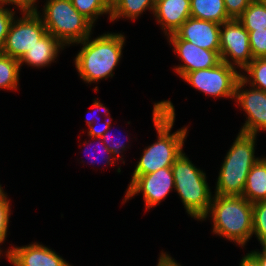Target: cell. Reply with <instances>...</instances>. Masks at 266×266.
<instances>
[{
  "instance_id": "12",
  "label": "cell",
  "mask_w": 266,
  "mask_h": 266,
  "mask_svg": "<svg viewBox=\"0 0 266 266\" xmlns=\"http://www.w3.org/2000/svg\"><path fill=\"white\" fill-rule=\"evenodd\" d=\"M220 28L219 23L189 17L168 38L183 39L200 48L220 52Z\"/></svg>"
},
{
  "instance_id": "16",
  "label": "cell",
  "mask_w": 266,
  "mask_h": 266,
  "mask_svg": "<svg viewBox=\"0 0 266 266\" xmlns=\"http://www.w3.org/2000/svg\"><path fill=\"white\" fill-rule=\"evenodd\" d=\"M64 45L52 34L46 33L36 44L29 49L19 60L20 67L25 64L34 67H45L54 62L58 52Z\"/></svg>"
},
{
  "instance_id": "6",
  "label": "cell",
  "mask_w": 266,
  "mask_h": 266,
  "mask_svg": "<svg viewBox=\"0 0 266 266\" xmlns=\"http://www.w3.org/2000/svg\"><path fill=\"white\" fill-rule=\"evenodd\" d=\"M43 12L47 32L64 46L79 44L91 35L94 25L78 12L71 0H48Z\"/></svg>"
},
{
  "instance_id": "28",
  "label": "cell",
  "mask_w": 266,
  "mask_h": 266,
  "mask_svg": "<svg viewBox=\"0 0 266 266\" xmlns=\"http://www.w3.org/2000/svg\"><path fill=\"white\" fill-rule=\"evenodd\" d=\"M253 0H224L225 9L230 19H238Z\"/></svg>"
},
{
  "instance_id": "27",
  "label": "cell",
  "mask_w": 266,
  "mask_h": 266,
  "mask_svg": "<svg viewBox=\"0 0 266 266\" xmlns=\"http://www.w3.org/2000/svg\"><path fill=\"white\" fill-rule=\"evenodd\" d=\"M4 4L0 2V52L5 43L6 36L8 34L11 22L14 19V10L3 8Z\"/></svg>"
},
{
  "instance_id": "5",
  "label": "cell",
  "mask_w": 266,
  "mask_h": 266,
  "mask_svg": "<svg viewBox=\"0 0 266 266\" xmlns=\"http://www.w3.org/2000/svg\"><path fill=\"white\" fill-rule=\"evenodd\" d=\"M175 189L180 196L186 212L193 218L202 220L210 209L212 202L210 187L206 174L196 168L185 153L171 166Z\"/></svg>"
},
{
  "instance_id": "17",
  "label": "cell",
  "mask_w": 266,
  "mask_h": 266,
  "mask_svg": "<svg viewBox=\"0 0 266 266\" xmlns=\"http://www.w3.org/2000/svg\"><path fill=\"white\" fill-rule=\"evenodd\" d=\"M242 196L252 204L266 200V157L252 166Z\"/></svg>"
},
{
  "instance_id": "19",
  "label": "cell",
  "mask_w": 266,
  "mask_h": 266,
  "mask_svg": "<svg viewBox=\"0 0 266 266\" xmlns=\"http://www.w3.org/2000/svg\"><path fill=\"white\" fill-rule=\"evenodd\" d=\"M156 0H112L110 21L118 18L136 19L146 9L154 11Z\"/></svg>"
},
{
  "instance_id": "30",
  "label": "cell",
  "mask_w": 266,
  "mask_h": 266,
  "mask_svg": "<svg viewBox=\"0 0 266 266\" xmlns=\"http://www.w3.org/2000/svg\"><path fill=\"white\" fill-rule=\"evenodd\" d=\"M108 131L109 130H107L103 134V136L101 137V139H102L104 145L108 148V150L111 151L115 155V157L118 158V160H119V158H120L119 154L121 153V150L122 151L125 150V147L126 146H125V144L123 145V143H121V141H118L117 143H114V144L111 142V144H110L109 140H113V139L112 138H109Z\"/></svg>"
},
{
  "instance_id": "29",
  "label": "cell",
  "mask_w": 266,
  "mask_h": 266,
  "mask_svg": "<svg viewBox=\"0 0 266 266\" xmlns=\"http://www.w3.org/2000/svg\"><path fill=\"white\" fill-rule=\"evenodd\" d=\"M1 3L16 5L21 12L24 11H37V5L35 6L36 0H0Z\"/></svg>"
},
{
  "instance_id": "23",
  "label": "cell",
  "mask_w": 266,
  "mask_h": 266,
  "mask_svg": "<svg viewBox=\"0 0 266 266\" xmlns=\"http://www.w3.org/2000/svg\"><path fill=\"white\" fill-rule=\"evenodd\" d=\"M243 70L249 75L247 77L241 73L246 83L266 92V58L253 59Z\"/></svg>"
},
{
  "instance_id": "8",
  "label": "cell",
  "mask_w": 266,
  "mask_h": 266,
  "mask_svg": "<svg viewBox=\"0 0 266 266\" xmlns=\"http://www.w3.org/2000/svg\"><path fill=\"white\" fill-rule=\"evenodd\" d=\"M241 73L225 62L209 69L186 73L182 78L193 88L214 97L235 98V88Z\"/></svg>"
},
{
  "instance_id": "18",
  "label": "cell",
  "mask_w": 266,
  "mask_h": 266,
  "mask_svg": "<svg viewBox=\"0 0 266 266\" xmlns=\"http://www.w3.org/2000/svg\"><path fill=\"white\" fill-rule=\"evenodd\" d=\"M192 18L219 23L230 20L225 9L224 0H190Z\"/></svg>"
},
{
  "instance_id": "10",
  "label": "cell",
  "mask_w": 266,
  "mask_h": 266,
  "mask_svg": "<svg viewBox=\"0 0 266 266\" xmlns=\"http://www.w3.org/2000/svg\"><path fill=\"white\" fill-rule=\"evenodd\" d=\"M173 188L175 184L171 167H165L149 174L132 177L124 200L127 201L142 192L146 209H150L165 199Z\"/></svg>"
},
{
  "instance_id": "4",
  "label": "cell",
  "mask_w": 266,
  "mask_h": 266,
  "mask_svg": "<svg viewBox=\"0 0 266 266\" xmlns=\"http://www.w3.org/2000/svg\"><path fill=\"white\" fill-rule=\"evenodd\" d=\"M256 135L239 132L222 163L215 194L242 196L248 173L260 159L255 157Z\"/></svg>"
},
{
  "instance_id": "2",
  "label": "cell",
  "mask_w": 266,
  "mask_h": 266,
  "mask_svg": "<svg viewBox=\"0 0 266 266\" xmlns=\"http://www.w3.org/2000/svg\"><path fill=\"white\" fill-rule=\"evenodd\" d=\"M89 37L79 42L83 48L74 59L79 76L86 83L113 77V70L122 55L125 36L107 32L92 41Z\"/></svg>"
},
{
  "instance_id": "25",
  "label": "cell",
  "mask_w": 266,
  "mask_h": 266,
  "mask_svg": "<svg viewBox=\"0 0 266 266\" xmlns=\"http://www.w3.org/2000/svg\"><path fill=\"white\" fill-rule=\"evenodd\" d=\"M249 32L250 50L253 58H266V28Z\"/></svg>"
},
{
  "instance_id": "37",
  "label": "cell",
  "mask_w": 266,
  "mask_h": 266,
  "mask_svg": "<svg viewBox=\"0 0 266 266\" xmlns=\"http://www.w3.org/2000/svg\"><path fill=\"white\" fill-rule=\"evenodd\" d=\"M3 192V189H2V187H1V185H0V193H2Z\"/></svg>"
},
{
  "instance_id": "31",
  "label": "cell",
  "mask_w": 266,
  "mask_h": 266,
  "mask_svg": "<svg viewBox=\"0 0 266 266\" xmlns=\"http://www.w3.org/2000/svg\"><path fill=\"white\" fill-rule=\"evenodd\" d=\"M111 119H107L102 127H97L98 125L95 126V123L90 125L89 131H88V136L91 138H101L103 134L110 129L111 127Z\"/></svg>"
},
{
  "instance_id": "34",
  "label": "cell",
  "mask_w": 266,
  "mask_h": 266,
  "mask_svg": "<svg viewBox=\"0 0 266 266\" xmlns=\"http://www.w3.org/2000/svg\"><path fill=\"white\" fill-rule=\"evenodd\" d=\"M240 266H260V264L251 253H247V255L241 259Z\"/></svg>"
},
{
  "instance_id": "15",
  "label": "cell",
  "mask_w": 266,
  "mask_h": 266,
  "mask_svg": "<svg viewBox=\"0 0 266 266\" xmlns=\"http://www.w3.org/2000/svg\"><path fill=\"white\" fill-rule=\"evenodd\" d=\"M154 16L165 35L174 34L189 18L190 0H156Z\"/></svg>"
},
{
  "instance_id": "32",
  "label": "cell",
  "mask_w": 266,
  "mask_h": 266,
  "mask_svg": "<svg viewBox=\"0 0 266 266\" xmlns=\"http://www.w3.org/2000/svg\"><path fill=\"white\" fill-rule=\"evenodd\" d=\"M157 266H181L178 264L170 255L166 253H161Z\"/></svg>"
},
{
  "instance_id": "9",
  "label": "cell",
  "mask_w": 266,
  "mask_h": 266,
  "mask_svg": "<svg viewBox=\"0 0 266 266\" xmlns=\"http://www.w3.org/2000/svg\"><path fill=\"white\" fill-rule=\"evenodd\" d=\"M221 27H223L220 28L222 62L233 67L239 66L243 70L254 59L250 50L249 32L238 19H230L221 24Z\"/></svg>"
},
{
  "instance_id": "21",
  "label": "cell",
  "mask_w": 266,
  "mask_h": 266,
  "mask_svg": "<svg viewBox=\"0 0 266 266\" xmlns=\"http://www.w3.org/2000/svg\"><path fill=\"white\" fill-rule=\"evenodd\" d=\"M20 63L0 52V88L14 90L18 87Z\"/></svg>"
},
{
  "instance_id": "3",
  "label": "cell",
  "mask_w": 266,
  "mask_h": 266,
  "mask_svg": "<svg viewBox=\"0 0 266 266\" xmlns=\"http://www.w3.org/2000/svg\"><path fill=\"white\" fill-rule=\"evenodd\" d=\"M210 214L213 232L244 247L253 235V204L243 196L215 194L205 220Z\"/></svg>"
},
{
  "instance_id": "35",
  "label": "cell",
  "mask_w": 266,
  "mask_h": 266,
  "mask_svg": "<svg viewBox=\"0 0 266 266\" xmlns=\"http://www.w3.org/2000/svg\"><path fill=\"white\" fill-rule=\"evenodd\" d=\"M250 253L259 261L260 266H266V246H263L262 252L254 250Z\"/></svg>"
},
{
  "instance_id": "26",
  "label": "cell",
  "mask_w": 266,
  "mask_h": 266,
  "mask_svg": "<svg viewBox=\"0 0 266 266\" xmlns=\"http://www.w3.org/2000/svg\"><path fill=\"white\" fill-rule=\"evenodd\" d=\"M10 203L7 199V195L4 193H0V244H2L7 235V229L9 224V215H10ZM0 250V256H1Z\"/></svg>"
},
{
  "instance_id": "13",
  "label": "cell",
  "mask_w": 266,
  "mask_h": 266,
  "mask_svg": "<svg viewBox=\"0 0 266 266\" xmlns=\"http://www.w3.org/2000/svg\"><path fill=\"white\" fill-rule=\"evenodd\" d=\"M168 40L173 45L174 52L180 57V60L184 62L175 67V71L181 78L186 73L199 69H209L222 62L220 52L200 48L183 39Z\"/></svg>"
},
{
  "instance_id": "14",
  "label": "cell",
  "mask_w": 266,
  "mask_h": 266,
  "mask_svg": "<svg viewBox=\"0 0 266 266\" xmlns=\"http://www.w3.org/2000/svg\"><path fill=\"white\" fill-rule=\"evenodd\" d=\"M6 253L8 261L14 266H71L54 251L38 243L14 246Z\"/></svg>"
},
{
  "instance_id": "22",
  "label": "cell",
  "mask_w": 266,
  "mask_h": 266,
  "mask_svg": "<svg viewBox=\"0 0 266 266\" xmlns=\"http://www.w3.org/2000/svg\"><path fill=\"white\" fill-rule=\"evenodd\" d=\"M72 5L92 24L99 15L111 13L112 0H71Z\"/></svg>"
},
{
  "instance_id": "24",
  "label": "cell",
  "mask_w": 266,
  "mask_h": 266,
  "mask_svg": "<svg viewBox=\"0 0 266 266\" xmlns=\"http://www.w3.org/2000/svg\"><path fill=\"white\" fill-rule=\"evenodd\" d=\"M253 234L266 246V200L253 204Z\"/></svg>"
},
{
  "instance_id": "36",
  "label": "cell",
  "mask_w": 266,
  "mask_h": 266,
  "mask_svg": "<svg viewBox=\"0 0 266 266\" xmlns=\"http://www.w3.org/2000/svg\"><path fill=\"white\" fill-rule=\"evenodd\" d=\"M92 105H93L92 106L93 108L99 109L100 111L103 110V112H105V114L107 116L110 115V113L108 112V109H106V107L103 106V104H101L100 101L95 100ZM86 122H87L88 126L92 125L93 123H96V121L94 120V118H93V120H92V118L91 119L90 118H87Z\"/></svg>"
},
{
  "instance_id": "11",
  "label": "cell",
  "mask_w": 266,
  "mask_h": 266,
  "mask_svg": "<svg viewBox=\"0 0 266 266\" xmlns=\"http://www.w3.org/2000/svg\"><path fill=\"white\" fill-rule=\"evenodd\" d=\"M245 84L240 77L235 88V101L248 116L240 132L257 135L261 130L266 131V92L252 86L244 90Z\"/></svg>"
},
{
  "instance_id": "33",
  "label": "cell",
  "mask_w": 266,
  "mask_h": 266,
  "mask_svg": "<svg viewBox=\"0 0 266 266\" xmlns=\"http://www.w3.org/2000/svg\"><path fill=\"white\" fill-rule=\"evenodd\" d=\"M93 139H94L95 141L98 140V139L101 140L100 143L103 144V145H102V146H103L102 149L104 150V154H108V156H104L103 159H105V158L107 157V158H106L107 160L105 159V161H107V164L109 163L108 165H111V164L114 165L115 162H117V160H118V159L115 157V155H114L111 151L108 150V148L104 145V143H103V141H102L101 138H93ZM100 143H97V145L100 144ZM85 149H86V148H85ZM88 151H89V150H88ZM99 151H101V150H99ZM97 154H99V153H97ZM111 156H113V157L115 158V161H113L114 158L111 157ZM94 157H95V156H94ZM101 161H102V160H101ZM95 162H97V160H96ZM95 162L92 161V163H95ZM113 163H114V164H113Z\"/></svg>"
},
{
  "instance_id": "20",
  "label": "cell",
  "mask_w": 266,
  "mask_h": 266,
  "mask_svg": "<svg viewBox=\"0 0 266 266\" xmlns=\"http://www.w3.org/2000/svg\"><path fill=\"white\" fill-rule=\"evenodd\" d=\"M247 31L265 30L266 5L262 0H253L238 18Z\"/></svg>"
},
{
  "instance_id": "1",
  "label": "cell",
  "mask_w": 266,
  "mask_h": 266,
  "mask_svg": "<svg viewBox=\"0 0 266 266\" xmlns=\"http://www.w3.org/2000/svg\"><path fill=\"white\" fill-rule=\"evenodd\" d=\"M153 122L157 130V142L145 148L133 176L149 174L165 167H171L183 152L187 127L170 133L175 121V108L170 100L157 102L153 108Z\"/></svg>"
},
{
  "instance_id": "7",
  "label": "cell",
  "mask_w": 266,
  "mask_h": 266,
  "mask_svg": "<svg viewBox=\"0 0 266 266\" xmlns=\"http://www.w3.org/2000/svg\"><path fill=\"white\" fill-rule=\"evenodd\" d=\"M24 15L11 22L1 52L20 60L46 33L39 11H24Z\"/></svg>"
}]
</instances>
